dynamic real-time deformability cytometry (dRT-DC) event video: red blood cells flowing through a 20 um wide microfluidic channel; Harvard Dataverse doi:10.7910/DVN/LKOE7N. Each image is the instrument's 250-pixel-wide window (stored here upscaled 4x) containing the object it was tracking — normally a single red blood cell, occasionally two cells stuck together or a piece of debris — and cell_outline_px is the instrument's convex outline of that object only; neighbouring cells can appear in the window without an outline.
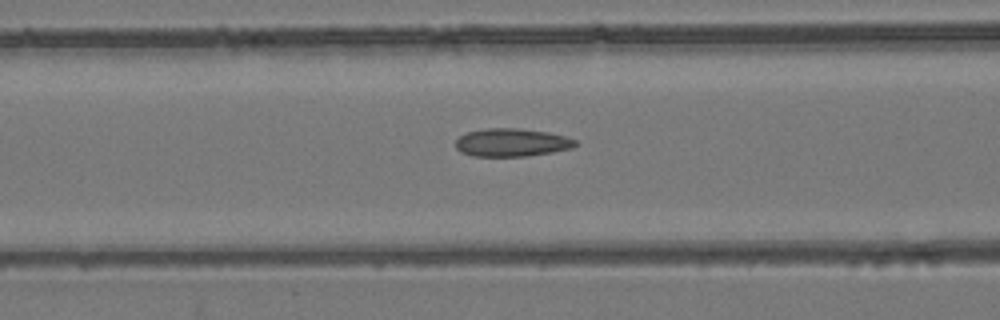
{"species": "common noctule bat (a hibernating species)", "species_latin": "Nyctalus noctula", "temperature_condition": "room temperature", "stored_images_in_passage": 46, "camera_frame_rate_fps": 3000, "um_per_image_px": 0.085, "animal": {"sex": "female", "body_mass_g": 24.6, "forearm_length_mm": 56.2}, "frame": {"image": 1, "passage_image": 22, "time_ms": 7.0, "image_size_px": [1000, 320], "cell_outline_px": [[576, 144], [572, 148], [552, 152], [528, 156], [472, 156], [460, 152], [456, 148], [456, 140], [460, 136], [468, 132], [484, 128], [516, 128], [548, 132], [564, 136], [576, 140]], "centroid_in_image_um": [43.47, 12.11], "position_along_channel_um": 123.1, "area_um2": 19.54}}
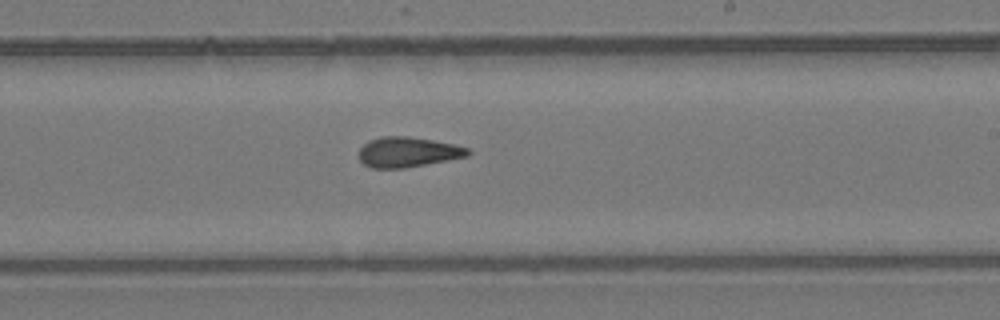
{"frame": {"image": 2, "passage_image": 32, "time_ms": 10.333, "image_size_px": [1000, 320], "cell_outline_px": [[472, 152], [468, 156], [448, 160], [404, 168], [372, 168], [364, 164], [360, 160], [356, 152], [368, 140], [380, 136], [408, 136], [432, 140], [452, 144], [468, 148]], "centroid_in_image_um": [34.62, 12.92], "position_along_channel_um": 254.4, "area_um2": 19.25}}
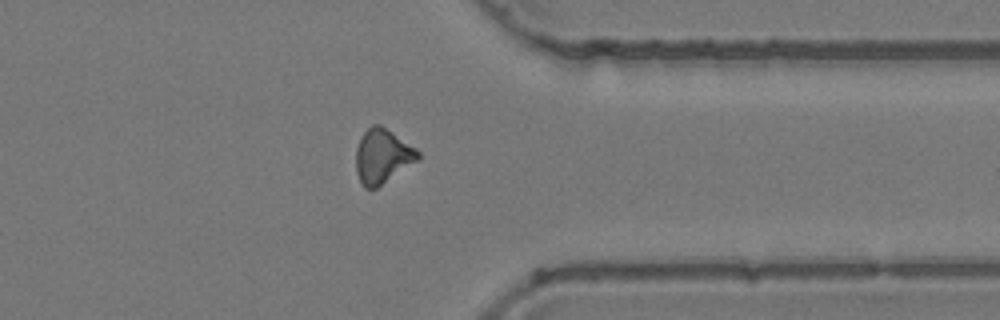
{"frame": {"image": 3, "passage_image": 42, "time_ms": 13.667, "image_size_px": [1000, 320], "cell_outline_px": [[420, 160], [376, 188], [364, 188], [360, 184], [356, 172], [356, 148], [360, 136], [372, 124], [380, 124], [416, 148], [420, 152]], "centroid_in_image_um": [32.5, 13.28], "position_along_channel_um": 378.9, "area_um2": 19.88}}